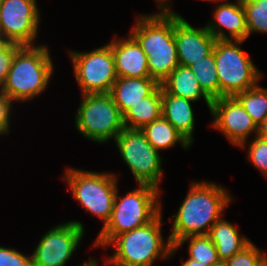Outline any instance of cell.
<instances>
[{"instance_id": "cell-1", "label": "cell", "mask_w": 267, "mask_h": 266, "mask_svg": "<svg viewBox=\"0 0 267 266\" xmlns=\"http://www.w3.org/2000/svg\"><path fill=\"white\" fill-rule=\"evenodd\" d=\"M231 201L227 190L216 183L192 182L177 214L172 215L175 218L168 238L175 245L189 236L208 235Z\"/></svg>"}, {"instance_id": "cell-2", "label": "cell", "mask_w": 267, "mask_h": 266, "mask_svg": "<svg viewBox=\"0 0 267 266\" xmlns=\"http://www.w3.org/2000/svg\"><path fill=\"white\" fill-rule=\"evenodd\" d=\"M129 32L148 58L150 77L161 84L179 65L174 39V13L139 15Z\"/></svg>"}, {"instance_id": "cell-3", "label": "cell", "mask_w": 267, "mask_h": 266, "mask_svg": "<svg viewBox=\"0 0 267 266\" xmlns=\"http://www.w3.org/2000/svg\"><path fill=\"white\" fill-rule=\"evenodd\" d=\"M117 192L118 189L111 217L98 234L94 247H106L115 236L148 224L161 212L159 188L139 184L123 198Z\"/></svg>"}, {"instance_id": "cell-4", "label": "cell", "mask_w": 267, "mask_h": 266, "mask_svg": "<svg viewBox=\"0 0 267 266\" xmlns=\"http://www.w3.org/2000/svg\"><path fill=\"white\" fill-rule=\"evenodd\" d=\"M45 45L22 46L14 56L2 91L12 101H27L40 95L53 74V62Z\"/></svg>"}, {"instance_id": "cell-5", "label": "cell", "mask_w": 267, "mask_h": 266, "mask_svg": "<svg viewBox=\"0 0 267 266\" xmlns=\"http://www.w3.org/2000/svg\"><path fill=\"white\" fill-rule=\"evenodd\" d=\"M162 212L148 224L115 236L106 246H114L110 256L115 262L125 266H152L157 258L168 260L173 246L170 238H162Z\"/></svg>"}, {"instance_id": "cell-6", "label": "cell", "mask_w": 267, "mask_h": 266, "mask_svg": "<svg viewBox=\"0 0 267 266\" xmlns=\"http://www.w3.org/2000/svg\"><path fill=\"white\" fill-rule=\"evenodd\" d=\"M244 41L216 40L213 52L219 80V98L254 87L261 73L239 45Z\"/></svg>"}, {"instance_id": "cell-7", "label": "cell", "mask_w": 267, "mask_h": 266, "mask_svg": "<svg viewBox=\"0 0 267 266\" xmlns=\"http://www.w3.org/2000/svg\"><path fill=\"white\" fill-rule=\"evenodd\" d=\"M77 108L75 126L84 137L106 143L125 128L123 115L109 93L83 94Z\"/></svg>"}, {"instance_id": "cell-8", "label": "cell", "mask_w": 267, "mask_h": 266, "mask_svg": "<svg viewBox=\"0 0 267 266\" xmlns=\"http://www.w3.org/2000/svg\"><path fill=\"white\" fill-rule=\"evenodd\" d=\"M73 197L85 208L101 219L104 224L109 221L117 191V177L112 173L68 168L63 177Z\"/></svg>"}, {"instance_id": "cell-9", "label": "cell", "mask_w": 267, "mask_h": 266, "mask_svg": "<svg viewBox=\"0 0 267 266\" xmlns=\"http://www.w3.org/2000/svg\"><path fill=\"white\" fill-rule=\"evenodd\" d=\"M118 151L139 184L159 187L161 156L141 129L124 128L115 139Z\"/></svg>"}, {"instance_id": "cell-10", "label": "cell", "mask_w": 267, "mask_h": 266, "mask_svg": "<svg viewBox=\"0 0 267 266\" xmlns=\"http://www.w3.org/2000/svg\"><path fill=\"white\" fill-rule=\"evenodd\" d=\"M69 56L82 95L110 93L118 76L109 44L90 52L69 51Z\"/></svg>"}, {"instance_id": "cell-11", "label": "cell", "mask_w": 267, "mask_h": 266, "mask_svg": "<svg viewBox=\"0 0 267 266\" xmlns=\"http://www.w3.org/2000/svg\"><path fill=\"white\" fill-rule=\"evenodd\" d=\"M79 221L66 222L51 228L33 251L32 266H65L84 235Z\"/></svg>"}, {"instance_id": "cell-12", "label": "cell", "mask_w": 267, "mask_h": 266, "mask_svg": "<svg viewBox=\"0 0 267 266\" xmlns=\"http://www.w3.org/2000/svg\"><path fill=\"white\" fill-rule=\"evenodd\" d=\"M36 0H0L2 35L12 43L33 46L40 13Z\"/></svg>"}, {"instance_id": "cell-13", "label": "cell", "mask_w": 267, "mask_h": 266, "mask_svg": "<svg viewBox=\"0 0 267 266\" xmlns=\"http://www.w3.org/2000/svg\"><path fill=\"white\" fill-rule=\"evenodd\" d=\"M210 113L212 126L222 132L229 141L241 148L247 137L258 133V126L235 96H223L213 100Z\"/></svg>"}, {"instance_id": "cell-14", "label": "cell", "mask_w": 267, "mask_h": 266, "mask_svg": "<svg viewBox=\"0 0 267 266\" xmlns=\"http://www.w3.org/2000/svg\"><path fill=\"white\" fill-rule=\"evenodd\" d=\"M174 39L179 65L183 66H190L209 55L216 41L206 25L196 29L179 13H174Z\"/></svg>"}, {"instance_id": "cell-15", "label": "cell", "mask_w": 267, "mask_h": 266, "mask_svg": "<svg viewBox=\"0 0 267 266\" xmlns=\"http://www.w3.org/2000/svg\"><path fill=\"white\" fill-rule=\"evenodd\" d=\"M213 17L206 28L216 40L245 41L249 37L246 14L241 0H236V3L221 2L215 8ZM223 28L229 32V36Z\"/></svg>"}, {"instance_id": "cell-16", "label": "cell", "mask_w": 267, "mask_h": 266, "mask_svg": "<svg viewBox=\"0 0 267 266\" xmlns=\"http://www.w3.org/2000/svg\"><path fill=\"white\" fill-rule=\"evenodd\" d=\"M109 45L118 77H150L146 53L130 33L127 39L115 38Z\"/></svg>"}, {"instance_id": "cell-17", "label": "cell", "mask_w": 267, "mask_h": 266, "mask_svg": "<svg viewBox=\"0 0 267 266\" xmlns=\"http://www.w3.org/2000/svg\"><path fill=\"white\" fill-rule=\"evenodd\" d=\"M159 86L160 84L151 77H118L109 94L124 115L133 105L151 95Z\"/></svg>"}, {"instance_id": "cell-18", "label": "cell", "mask_w": 267, "mask_h": 266, "mask_svg": "<svg viewBox=\"0 0 267 266\" xmlns=\"http://www.w3.org/2000/svg\"><path fill=\"white\" fill-rule=\"evenodd\" d=\"M162 116L189 142L193 143L195 117L190 99L171 95L161 87Z\"/></svg>"}, {"instance_id": "cell-19", "label": "cell", "mask_w": 267, "mask_h": 266, "mask_svg": "<svg viewBox=\"0 0 267 266\" xmlns=\"http://www.w3.org/2000/svg\"><path fill=\"white\" fill-rule=\"evenodd\" d=\"M160 85L167 93L192 101L203 97L209 110L211 109L213 100L200 87L189 66L178 65Z\"/></svg>"}, {"instance_id": "cell-20", "label": "cell", "mask_w": 267, "mask_h": 266, "mask_svg": "<svg viewBox=\"0 0 267 266\" xmlns=\"http://www.w3.org/2000/svg\"><path fill=\"white\" fill-rule=\"evenodd\" d=\"M208 236L214 243L222 262L232 258L251 242L247 237L239 234L236 226L223 218L211 227Z\"/></svg>"}, {"instance_id": "cell-21", "label": "cell", "mask_w": 267, "mask_h": 266, "mask_svg": "<svg viewBox=\"0 0 267 266\" xmlns=\"http://www.w3.org/2000/svg\"><path fill=\"white\" fill-rule=\"evenodd\" d=\"M162 116L161 85L141 102L133 105L124 115L126 128L142 129L145 125Z\"/></svg>"}, {"instance_id": "cell-22", "label": "cell", "mask_w": 267, "mask_h": 266, "mask_svg": "<svg viewBox=\"0 0 267 266\" xmlns=\"http://www.w3.org/2000/svg\"><path fill=\"white\" fill-rule=\"evenodd\" d=\"M148 142L159 152L160 149H168L181 144L184 149H188L189 142L176 130V128L163 116L145 125L141 129Z\"/></svg>"}, {"instance_id": "cell-23", "label": "cell", "mask_w": 267, "mask_h": 266, "mask_svg": "<svg viewBox=\"0 0 267 266\" xmlns=\"http://www.w3.org/2000/svg\"><path fill=\"white\" fill-rule=\"evenodd\" d=\"M186 241H189V258L209 266H213L221 262L216 251V247L208 235L189 236L180 239L172 246L170 257L173 256V254L176 253V250Z\"/></svg>"}, {"instance_id": "cell-24", "label": "cell", "mask_w": 267, "mask_h": 266, "mask_svg": "<svg viewBox=\"0 0 267 266\" xmlns=\"http://www.w3.org/2000/svg\"><path fill=\"white\" fill-rule=\"evenodd\" d=\"M189 68L192 70L203 91L212 99L219 98V80L216 70L214 52L194 62Z\"/></svg>"}, {"instance_id": "cell-25", "label": "cell", "mask_w": 267, "mask_h": 266, "mask_svg": "<svg viewBox=\"0 0 267 266\" xmlns=\"http://www.w3.org/2000/svg\"><path fill=\"white\" fill-rule=\"evenodd\" d=\"M235 97L240 101L257 126L267 117L266 88L259 86L257 83L254 87L237 93Z\"/></svg>"}, {"instance_id": "cell-26", "label": "cell", "mask_w": 267, "mask_h": 266, "mask_svg": "<svg viewBox=\"0 0 267 266\" xmlns=\"http://www.w3.org/2000/svg\"><path fill=\"white\" fill-rule=\"evenodd\" d=\"M246 14L248 36L267 33V0H241Z\"/></svg>"}, {"instance_id": "cell-27", "label": "cell", "mask_w": 267, "mask_h": 266, "mask_svg": "<svg viewBox=\"0 0 267 266\" xmlns=\"http://www.w3.org/2000/svg\"><path fill=\"white\" fill-rule=\"evenodd\" d=\"M226 266H267V254L250 242L232 258L224 261Z\"/></svg>"}, {"instance_id": "cell-28", "label": "cell", "mask_w": 267, "mask_h": 266, "mask_svg": "<svg viewBox=\"0 0 267 266\" xmlns=\"http://www.w3.org/2000/svg\"><path fill=\"white\" fill-rule=\"evenodd\" d=\"M247 150L251 164L267 177V141L256 136Z\"/></svg>"}, {"instance_id": "cell-29", "label": "cell", "mask_w": 267, "mask_h": 266, "mask_svg": "<svg viewBox=\"0 0 267 266\" xmlns=\"http://www.w3.org/2000/svg\"><path fill=\"white\" fill-rule=\"evenodd\" d=\"M0 266H32V257L25 256L14 248L0 246Z\"/></svg>"}, {"instance_id": "cell-30", "label": "cell", "mask_w": 267, "mask_h": 266, "mask_svg": "<svg viewBox=\"0 0 267 266\" xmlns=\"http://www.w3.org/2000/svg\"><path fill=\"white\" fill-rule=\"evenodd\" d=\"M21 47L19 44L12 43L4 52L0 53V90L6 82L15 53Z\"/></svg>"}, {"instance_id": "cell-31", "label": "cell", "mask_w": 267, "mask_h": 266, "mask_svg": "<svg viewBox=\"0 0 267 266\" xmlns=\"http://www.w3.org/2000/svg\"><path fill=\"white\" fill-rule=\"evenodd\" d=\"M13 101L0 90V135L9 133L10 129V109Z\"/></svg>"}, {"instance_id": "cell-32", "label": "cell", "mask_w": 267, "mask_h": 266, "mask_svg": "<svg viewBox=\"0 0 267 266\" xmlns=\"http://www.w3.org/2000/svg\"><path fill=\"white\" fill-rule=\"evenodd\" d=\"M257 136L267 141V117L263 120V122L260 125H258Z\"/></svg>"}, {"instance_id": "cell-33", "label": "cell", "mask_w": 267, "mask_h": 266, "mask_svg": "<svg viewBox=\"0 0 267 266\" xmlns=\"http://www.w3.org/2000/svg\"><path fill=\"white\" fill-rule=\"evenodd\" d=\"M168 0H157L156 1V4L157 6H159V9L161 11H159V13H175L174 11L171 10V7L170 5L168 6V3H167Z\"/></svg>"}, {"instance_id": "cell-34", "label": "cell", "mask_w": 267, "mask_h": 266, "mask_svg": "<svg viewBox=\"0 0 267 266\" xmlns=\"http://www.w3.org/2000/svg\"><path fill=\"white\" fill-rule=\"evenodd\" d=\"M11 44L12 42L9 39L0 35V53L4 52Z\"/></svg>"}, {"instance_id": "cell-35", "label": "cell", "mask_w": 267, "mask_h": 266, "mask_svg": "<svg viewBox=\"0 0 267 266\" xmlns=\"http://www.w3.org/2000/svg\"><path fill=\"white\" fill-rule=\"evenodd\" d=\"M181 266H209V265H206L196 260H193L191 258H188L185 262L184 261L182 262Z\"/></svg>"}, {"instance_id": "cell-36", "label": "cell", "mask_w": 267, "mask_h": 266, "mask_svg": "<svg viewBox=\"0 0 267 266\" xmlns=\"http://www.w3.org/2000/svg\"><path fill=\"white\" fill-rule=\"evenodd\" d=\"M79 266H98V265H97V261L93 258Z\"/></svg>"}, {"instance_id": "cell-37", "label": "cell", "mask_w": 267, "mask_h": 266, "mask_svg": "<svg viewBox=\"0 0 267 266\" xmlns=\"http://www.w3.org/2000/svg\"><path fill=\"white\" fill-rule=\"evenodd\" d=\"M108 260L105 261V264H110V265H113V266H125V265H122V264H119L117 262H115L114 260H112L111 258H107Z\"/></svg>"}, {"instance_id": "cell-38", "label": "cell", "mask_w": 267, "mask_h": 266, "mask_svg": "<svg viewBox=\"0 0 267 266\" xmlns=\"http://www.w3.org/2000/svg\"><path fill=\"white\" fill-rule=\"evenodd\" d=\"M213 266H226V264H225V262H220L219 264H215V265H213Z\"/></svg>"}, {"instance_id": "cell-39", "label": "cell", "mask_w": 267, "mask_h": 266, "mask_svg": "<svg viewBox=\"0 0 267 266\" xmlns=\"http://www.w3.org/2000/svg\"><path fill=\"white\" fill-rule=\"evenodd\" d=\"M0 35H2V30H1V11H0Z\"/></svg>"}, {"instance_id": "cell-40", "label": "cell", "mask_w": 267, "mask_h": 266, "mask_svg": "<svg viewBox=\"0 0 267 266\" xmlns=\"http://www.w3.org/2000/svg\"><path fill=\"white\" fill-rule=\"evenodd\" d=\"M203 1H212V2H214V1L217 2L218 1L219 2L220 0H203ZM221 1H223V0H221Z\"/></svg>"}]
</instances>
